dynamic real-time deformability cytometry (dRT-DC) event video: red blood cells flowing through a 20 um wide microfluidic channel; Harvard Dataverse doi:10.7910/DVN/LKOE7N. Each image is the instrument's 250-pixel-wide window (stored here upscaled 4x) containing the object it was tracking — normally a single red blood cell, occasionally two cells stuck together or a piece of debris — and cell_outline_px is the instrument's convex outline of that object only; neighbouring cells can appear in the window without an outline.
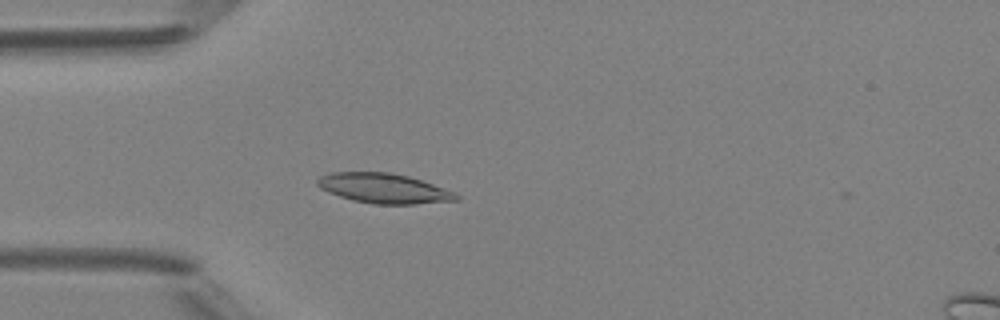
{"species": "Egyptian fruit bat (a non-hibernating species)", "species_latin": "Rousettus aegyptiacus", "temperature_condition": "room temperature", "stored_images_in_passage": 49, "camera_frame_rate_fps": 3000, "um_per_image_px": 0.085, "animal": {"sex": "female"}, "frame": {"image": 1, "passage_image": 14, "time_ms": 4.333, "image_size_px": [1000, 320], "cell_outline_px": [[460, 200], [416, 204], [372, 204], [352, 200], [328, 192], [320, 188], [316, 184], [316, 180], [320, 176], [332, 172], [388, 172], [408, 176], [456, 192], [460, 196]], "centroid_in_image_um": [32.63, 16.01], "position_along_channel_um": 52.4, "area_um2": 24.22}}
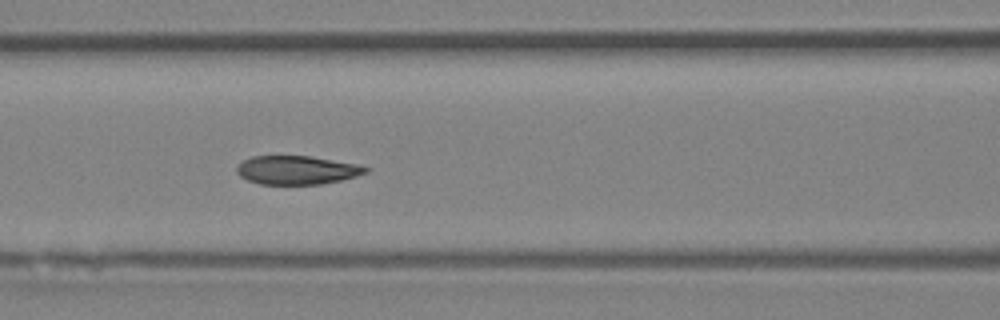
{"frame": {"image": 2, "passage_image": 21, "time_ms": 6.667, "image_size_px": [1000, 320], "cell_outline_px": [[372, 168], [368, 172], [356, 176], [340, 180], [320, 184], [260, 184], [248, 180], [240, 176], [236, 172], [236, 168], [244, 160], [252, 156], [308, 156], [356, 164]], "centroid_in_image_um": [25.24, 14.46], "position_along_channel_um": 141.4, "area_um2": 21.33}}
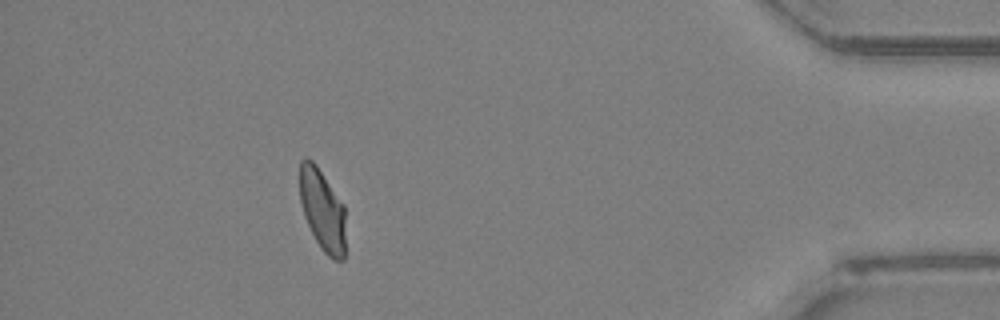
{"frame": {"image": 3, "passage_image": 44, "time_ms": 14.333, "image_size_px": [1000, 320], "cell_outline_px": [[344, 260], [332, 260], [324, 252], [316, 240], [304, 216], [300, 200], [300, 160], [312, 160], [316, 164], [344, 204]], "centroid_in_image_um": [27.41, 17.85], "position_along_channel_um": 407.8, "area_um2": 21.56}, "authors_computed_cell_mechanics": {"area_um2": 22.542, "velocity_mm_per_s": 4.1821, "shape_relaxation_time_tau1_ms": 6.0651, "shape_relaxation_time_tau2_ms": 1.2201, "deformation_change_tau1": 0.1781, "deformation_change_tau2": 0.0646}}